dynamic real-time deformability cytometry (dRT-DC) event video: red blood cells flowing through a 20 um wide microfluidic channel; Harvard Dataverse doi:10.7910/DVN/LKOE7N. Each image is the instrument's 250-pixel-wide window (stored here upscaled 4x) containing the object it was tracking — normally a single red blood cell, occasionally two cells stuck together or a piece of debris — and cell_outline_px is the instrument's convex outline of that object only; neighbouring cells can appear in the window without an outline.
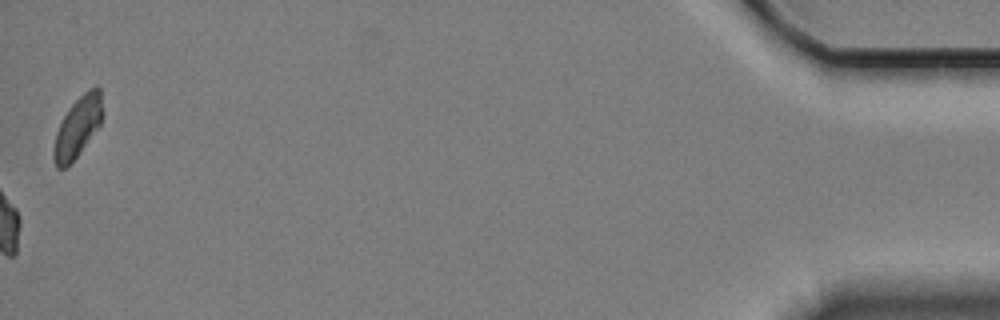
{"species": "Egyptian fruit bat (a non-hibernating species)", "species_latin": "Rousettus aegyptiacus", "temperature_condition": "cold", "stored_images_in_passage": 61, "camera_frame_rate_fps": 3000, "um_per_image_px": 0.085, "animal": {"sex": "female"}, "frame": {"image": 1, "passage_image": 61, "time_ms": 20.0, "image_size_px": [1000, 320], "cell_outline_px": [[104, 116], [100, 124], [76, 156], [64, 168], [56, 168], [52, 156], [52, 148], [56, 132], [68, 108], [88, 88], [96, 84], [100, 88], [104, 112]], "centroid_in_image_um": [6.61, 10.74], "position_along_channel_um": 428.6, "area_um2": 17.22}, "authors_computed_cell_mechanics": {"area_um2": 19.3052, "velocity_mm_per_s": 3.3275, "shape_relaxation_time_tau1_ms": 7.5963, "shape_relaxation_time_tau2_ms": null, "deformation_change_tau1": 0.1512, "deformation_change_tau2": null}}